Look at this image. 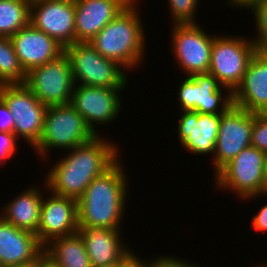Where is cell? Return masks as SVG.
I'll return each mask as SVG.
<instances>
[{"instance_id": "1", "label": "cell", "mask_w": 267, "mask_h": 267, "mask_svg": "<svg viewBox=\"0 0 267 267\" xmlns=\"http://www.w3.org/2000/svg\"><path fill=\"white\" fill-rule=\"evenodd\" d=\"M106 139L97 135L69 149V154L47 172L43 186L56 195L78 200L93 179L102 175L118 159L121 160L116 144Z\"/></svg>"}, {"instance_id": "2", "label": "cell", "mask_w": 267, "mask_h": 267, "mask_svg": "<svg viewBox=\"0 0 267 267\" xmlns=\"http://www.w3.org/2000/svg\"><path fill=\"white\" fill-rule=\"evenodd\" d=\"M118 159L93 179L78 199V226L121 229L127 203L128 178Z\"/></svg>"}, {"instance_id": "3", "label": "cell", "mask_w": 267, "mask_h": 267, "mask_svg": "<svg viewBox=\"0 0 267 267\" xmlns=\"http://www.w3.org/2000/svg\"><path fill=\"white\" fill-rule=\"evenodd\" d=\"M136 1L133 0L88 42L103 57L131 70L140 66L146 48L144 25Z\"/></svg>"}, {"instance_id": "4", "label": "cell", "mask_w": 267, "mask_h": 267, "mask_svg": "<svg viewBox=\"0 0 267 267\" xmlns=\"http://www.w3.org/2000/svg\"><path fill=\"white\" fill-rule=\"evenodd\" d=\"M96 133L83 117L69 104L49 106L44 116V129L34 151L47 159L49 151L72 149L92 140Z\"/></svg>"}, {"instance_id": "5", "label": "cell", "mask_w": 267, "mask_h": 267, "mask_svg": "<svg viewBox=\"0 0 267 267\" xmlns=\"http://www.w3.org/2000/svg\"><path fill=\"white\" fill-rule=\"evenodd\" d=\"M265 157V152L253 146L243 149L215 174V185L235 192L245 202L257 196L266 197Z\"/></svg>"}, {"instance_id": "6", "label": "cell", "mask_w": 267, "mask_h": 267, "mask_svg": "<svg viewBox=\"0 0 267 267\" xmlns=\"http://www.w3.org/2000/svg\"><path fill=\"white\" fill-rule=\"evenodd\" d=\"M75 84L106 88H125V70L117 62L100 55L88 42H75L64 48ZM124 70V72H123Z\"/></svg>"}, {"instance_id": "7", "label": "cell", "mask_w": 267, "mask_h": 267, "mask_svg": "<svg viewBox=\"0 0 267 267\" xmlns=\"http://www.w3.org/2000/svg\"><path fill=\"white\" fill-rule=\"evenodd\" d=\"M253 40L244 36L214 35L209 74L232 93L241 84L247 66L256 53Z\"/></svg>"}, {"instance_id": "8", "label": "cell", "mask_w": 267, "mask_h": 267, "mask_svg": "<svg viewBox=\"0 0 267 267\" xmlns=\"http://www.w3.org/2000/svg\"><path fill=\"white\" fill-rule=\"evenodd\" d=\"M0 98L13 114L17 139L22 137L34 148L43 133L47 106L25 84L0 85Z\"/></svg>"}, {"instance_id": "9", "label": "cell", "mask_w": 267, "mask_h": 267, "mask_svg": "<svg viewBox=\"0 0 267 267\" xmlns=\"http://www.w3.org/2000/svg\"><path fill=\"white\" fill-rule=\"evenodd\" d=\"M24 84L47 107L69 104L76 85L69 58L64 52L56 59L31 69Z\"/></svg>"}, {"instance_id": "10", "label": "cell", "mask_w": 267, "mask_h": 267, "mask_svg": "<svg viewBox=\"0 0 267 267\" xmlns=\"http://www.w3.org/2000/svg\"><path fill=\"white\" fill-rule=\"evenodd\" d=\"M172 26L170 46L180 69L187 76L208 73L214 35L206 33L197 23Z\"/></svg>"}, {"instance_id": "11", "label": "cell", "mask_w": 267, "mask_h": 267, "mask_svg": "<svg viewBox=\"0 0 267 267\" xmlns=\"http://www.w3.org/2000/svg\"><path fill=\"white\" fill-rule=\"evenodd\" d=\"M179 86L177 99L181 111L223 114L233 105L232 92L209 73L188 76Z\"/></svg>"}, {"instance_id": "12", "label": "cell", "mask_w": 267, "mask_h": 267, "mask_svg": "<svg viewBox=\"0 0 267 267\" xmlns=\"http://www.w3.org/2000/svg\"><path fill=\"white\" fill-rule=\"evenodd\" d=\"M254 113L231 105L222 115L215 144V174L243 149L251 146Z\"/></svg>"}, {"instance_id": "13", "label": "cell", "mask_w": 267, "mask_h": 267, "mask_svg": "<svg viewBox=\"0 0 267 267\" xmlns=\"http://www.w3.org/2000/svg\"><path fill=\"white\" fill-rule=\"evenodd\" d=\"M30 23L63 48L75 43V4L72 0H31Z\"/></svg>"}, {"instance_id": "14", "label": "cell", "mask_w": 267, "mask_h": 267, "mask_svg": "<svg viewBox=\"0 0 267 267\" xmlns=\"http://www.w3.org/2000/svg\"><path fill=\"white\" fill-rule=\"evenodd\" d=\"M125 88H106L75 85L70 104L83 117L94 133L96 125L112 123L121 110L120 92Z\"/></svg>"}, {"instance_id": "15", "label": "cell", "mask_w": 267, "mask_h": 267, "mask_svg": "<svg viewBox=\"0 0 267 267\" xmlns=\"http://www.w3.org/2000/svg\"><path fill=\"white\" fill-rule=\"evenodd\" d=\"M49 193V198L42 200L37 232L43 246L55 238L72 235L79 230L78 200Z\"/></svg>"}, {"instance_id": "16", "label": "cell", "mask_w": 267, "mask_h": 267, "mask_svg": "<svg viewBox=\"0 0 267 267\" xmlns=\"http://www.w3.org/2000/svg\"><path fill=\"white\" fill-rule=\"evenodd\" d=\"M181 113L177 135L184 149L197 156L214 154L222 114L196 111H181Z\"/></svg>"}, {"instance_id": "17", "label": "cell", "mask_w": 267, "mask_h": 267, "mask_svg": "<svg viewBox=\"0 0 267 267\" xmlns=\"http://www.w3.org/2000/svg\"><path fill=\"white\" fill-rule=\"evenodd\" d=\"M133 0H74L75 42H90Z\"/></svg>"}, {"instance_id": "18", "label": "cell", "mask_w": 267, "mask_h": 267, "mask_svg": "<svg viewBox=\"0 0 267 267\" xmlns=\"http://www.w3.org/2000/svg\"><path fill=\"white\" fill-rule=\"evenodd\" d=\"M10 39L26 73L56 59L64 52V48L59 43L36 29L31 23L21 28Z\"/></svg>"}, {"instance_id": "19", "label": "cell", "mask_w": 267, "mask_h": 267, "mask_svg": "<svg viewBox=\"0 0 267 267\" xmlns=\"http://www.w3.org/2000/svg\"><path fill=\"white\" fill-rule=\"evenodd\" d=\"M233 94V104L252 113H267V52L251 58L241 84Z\"/></svg>"}, {"instance_id": "20", "label": "cell", "mask_w": 267, "mask_h": 267, "mask_svg": "<svg viewBox=\"0 0 267 267\" xmlns=\"http://www.w3.org/2000/svg\"><path fill=\"white\" fill-rule=\"evenodd\" d=\"M43 252L35 233L16 228L0 216V262L5 267L32 262Z\"/></svg>"}, {"instance_id": "21", "label": "cell", "mask_w": 267, "mask_h": 267, "mask_svg": "<svg viewBox=\"0 0 267 267\" xmlns=\"http://www.w3.org/2000/svg\"><path fill=\"white\" fill-rule=\"evenodd\" d=\"M121 230L79 227L92 267L119 264L132 250L122 243Z\"/></svg>"}, {"instance_id": "22", "label": "cell", "mask_w": 267, "mask_h": 267, "mask_svg": "<svg viewBox=\"0 0 267 267\" xmlns=\"http://www.w3.org/2000/svg\"><path fill=\"white\" fill-rule=\"evenodd\" d=\"M34 186L24 190L19 196L7 202L2 216L7 222L16 228L30 231L37 235L40 221V211L43 200L40 187Z\"/></svg>"}, {"instance_id": "23", "label": "cell", "mask_w": 267, "mask_h": 267, "mask_svg": "<svg viewBox=\"0 0 267 267\" xmlns=\"http://www.w3.org/2000/svg\"><path fill=\"white\" fill-rule=\"evenodd\" d=\"M44 252L62 267H92L81 235H72L51 240Z\"/></svg>"}, {"instance_id": "24", "label": "cell", "mask_w": 267, "mask_h": 267, "mask_svg": "<svg viewBox=\"0 0 267 267\" xmlns=\"http://www.w3.org/2000/svg\"><path fill=\"white\" fill-rule=\"evenodd\" d=\"M31 0H0V36L12 37L30 23Z\"/></svg>"}, {"instance_id": "25", "label": "cell", "mask_w": 267, "mask_h": 267, "mask_svg": "<svg viewBox=\"0 0 267 267\" xmlns=\"http://www.w3.org/2000/svg\"><path fill=\"white\" fill-rule=\"evenodd\" d=\"M26 78L10 37L0 36V85L24 84Z\"/></svg>"}, {"instance_id": "26", "label": "cell", "mask_w": 267, "mask_h": 267, "mask_svg": "<svg viewBox=\"0 0 267 267\" xmlns=\"http://www.w3.org/2000/svg\"><path fill=\"white\" fill-rule=\"evenodd\" d=\"M173 24L197 23L195 13L199 0H167Z\"/></svg>"}, {"instance_id": "27", "label": "cell", "mask_w": 267, "mask_h": 267, "mask_svg": "<svg viewBox=\"0 0 267 267\" xmlns=\"http://www.w3.org/2000/svg\"><path fill=\"white\" fill-rule=\"evenodd\" d=\"M251 11L256 23V37L252 38L258 52H267V0H262Z\"/></svg>"}, {"instance_id": "28", "label": "cell", "mask_w": 267, "mask_h": 267, "mask_svg": "<svg viewBox=\"0 0 267 267\" xmlns=\"http://www.w3.org/2000/svg\"><path fill=\"white\" fill-rule=\"evenodd\" d=\"M251 146L267 153V113H254Z\"/></svg>"}, {"instance_id": "29", "label": "cell", "mask_w": 267, "mask_h": 267, "mask_svg": "<svg viewBox=\"0 0 267 267\" xmlns=\"http://www.w3.org/2000/svg\"><path fill=\"white\" fill-rule=\"evenodd\" d=\"M16 141L18 140L14 133L0 131V165L3 166L14 155L17 150Z\"/></svg>"}, {"instance_id": "30", "label": "cell", "mask_w": 267, "mask_h": 267, "mask_svg": "<svg viewBox=\"0 0 267 267\" xmlns=\"http://www.w3.org/2000/svg\"><path fill=\"white\" fill-rule=\"evenodd\" d=\"M199 264L188 263L186 259H180L176 256H158L150 260V267H198Z\"/></svg>"}, {"instance_id": "31", "label": "cell", "mask_w": 267, "mask_h": 267, "mask_svg": "<svg viewBox=\"0 0 267 267\" xmlns=\"http://www.w3.org/2000/svg\"><path fill=\"white\" fill-rule=\"evenodd\" d=\"M14 124L13 114L0 98V131L13 133Z\"/></svg>"}, {"instance_id": "32", "label": "cell", "mask_w": 267, "mask_h": 267, "mask_svg": "<svg viewBox=\"0 0 267 267\" xmlns=\"http://www.w3.org/2000/svg\"><path fill=\"white\" fill-rule=\"evenodd\" d=\"M251 223L255 230L267 232V204L261 207L257 215L253 217Z\"/></svg>"}, {"instance_id": "33", "label": "cell", "mask_w": 267, "mask_h": 267, "mask_svg": "<svg viewBox=\"0 0 267 267\" xmlns=\"http://www.w3.org/2000/svg\"><path fill=\"white\" fill-rule=\"evenodd\" d=\"M141 257H137L133 250L119 263V267H150L148 260H142Z\"/></svg>"}, {"instance_id": "34", "label": "cell", "mask_w": 267, "mask_h": 267, "mask_svg": "<svg viewBox=\"0 0 267 267\" xmlns=\"http://www.w3.org/2000/svg\"><path fill=\"white\" fill-rule=\"evenodd\" d=\"M261 1L262 0H226V3H228L230 6L232 5L233 7L234 6L240 7L239 9L245 8L247 10H251L255 5H257Z\"/></svg>"}, {"instance_id": "35", "label": "cell", "mask_w": 267, "mask_h": 267, "mask_svg": "<svg viewBox=\"0 0 267 267\" xmlns=\"http://www.w3.org/2000/svg\"><path fill=\"white\" fill-rule=\"evenodd\" d=\"M41 267H62L52 260L45 252L40 255Z\"/></svg>"}, {"instance_id": "36", "label": "cell", "mask_w": 267, "mask_h": 267, "mask_svg": "<svg viewBox=\"0 0 267 267\" xmlns=\"http://www.w3.org/2000/svg\"><path fill=\"white\" fill-rule=\"evenodd\" d=\"M10 267H41L40 265V256L33 260L32 262L24 263V264H19L16 266H10Z\"/></svg>"}, {"instance_id": "37", "label": "cell", "mask_w": 267, "mask_h": 267, "mask_svg": "<svg viewBox=\"0 0 267 267\" xmlns=\"http://www.w3.org/2000/svg\"><path fill=\"white\" fill-rule=\"evenodd\" d=\"M265 185H266V190H267V153L265 157Z\"/></svg>"}, {"instance_id": "38", "label": "cell", "mask_w": 267, "mask_h": 267, "mask_svg": "<svg viewBox=\"0 0 267 267\" xmlns=\"http://www.w3.org/2000/svg\"><path fill=\"white\" fill-rule=\"evenodd\" d=\"M103 267H119V264H113V265L103 266Z\"/></svg>"}, {"instance_id": "39", "label": "cell", "mask_w": 267, "mask_h": 267, "mask_svg": "<svg viewBox=\"0 0 267 267\" xmlns=\"http://www.w3.org/2000/svg\"><path fill=\"white\" fill-rule=\"evenodd\" d=\"M258 267H259V266H258ZM260 267H267V264H264V263H263V265H262V266H260Z\"/></svg>"}]
</instances>
